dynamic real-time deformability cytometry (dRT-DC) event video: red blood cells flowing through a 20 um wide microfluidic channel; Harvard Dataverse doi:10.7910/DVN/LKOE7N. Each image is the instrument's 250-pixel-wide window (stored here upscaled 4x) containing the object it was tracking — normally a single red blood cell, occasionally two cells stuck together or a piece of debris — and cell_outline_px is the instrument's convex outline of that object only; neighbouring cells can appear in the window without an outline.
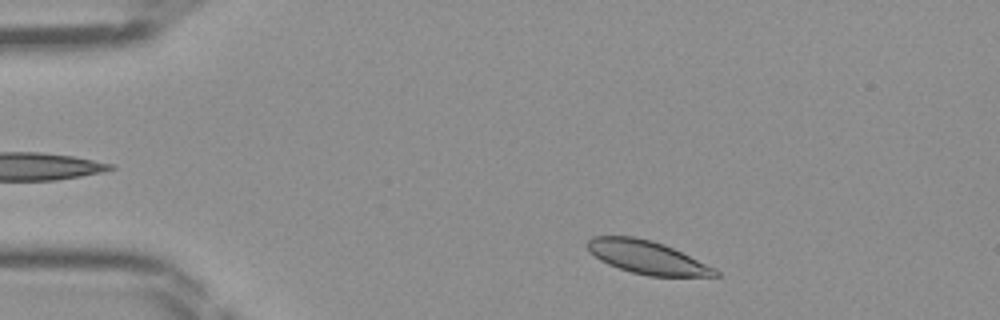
{"species": "Egyptian fruit bat (a non-hibernating species)", "species_latin": "Rousettus aegyptiacus", "temperature_condition": "room temperature", "stored_images_in_passage": 41, "camera_frame_rate_fps": 3000, "um_per_image_px": 0.085, "frame": {"image": 1, "passage_image": 3, "time_ms": 0.667, "image_size_px": [1000, 320], "cell_outline_px": [[720, 276], [648, 276], [632, 272], [608, 264], [600, 260], [588, 248], [588, 240], [592, 236], [632, 236], [652, 240], [664, 244], [716, 268], [720, 272]], "centroid_in_image_um": [55.04, 21.87], "position_along_channel_um": 30.0, "area_um2": 24.45}}
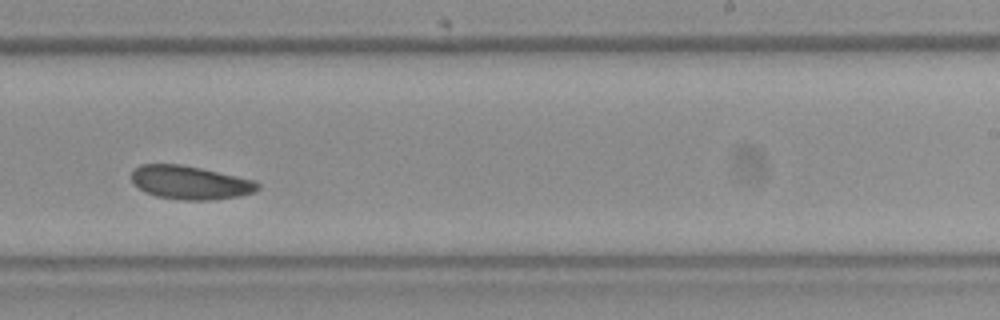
{"frame": {"image": 2, "passage_image": 24, "time_ms": 7.667, "image_size_px": [1000, 320], "cell_outline_px": [[260, 188], [256, 192], [240, 196], [212, 200], [184, 200], [156, 196], [144, 192], [132, 184], [132, 172], [140, 164], [180, 164], [200, 168], [256, 180], [260, 184]], "centroid_in_image_um": [16.18, 15.52], "position_along_channel_um": 272.8, "area_um2": 24.85}}
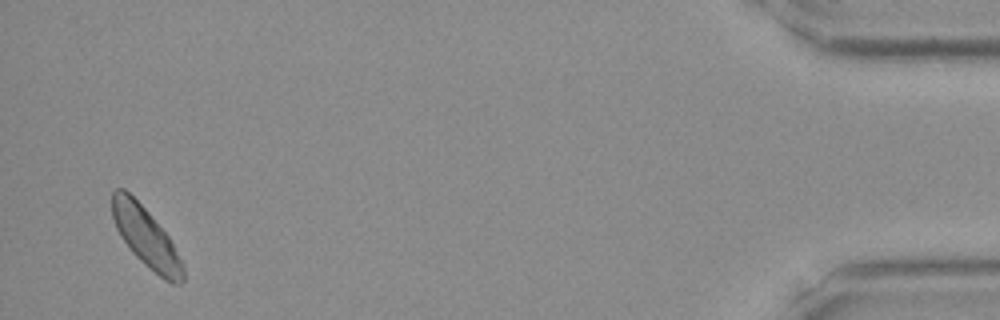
{"frame": {"image": 3, "passage_image": 40, "time_ms": 13.0, "image_size_px": [1000, 320], "cell_outline_px": [[184, 280], [180, 284], [172, 284], [164, 280], [144, 264], [132, 252], [120, 236], [116, 228], [112, 216], [112, 192], [116, 188], [124, 188], [148, 212], [168, 236], [184, 264]], "centroid_in_image_um": [12.42, 20.2], "position_along_channel_um": 422.8, "area_um2": 24.51}}